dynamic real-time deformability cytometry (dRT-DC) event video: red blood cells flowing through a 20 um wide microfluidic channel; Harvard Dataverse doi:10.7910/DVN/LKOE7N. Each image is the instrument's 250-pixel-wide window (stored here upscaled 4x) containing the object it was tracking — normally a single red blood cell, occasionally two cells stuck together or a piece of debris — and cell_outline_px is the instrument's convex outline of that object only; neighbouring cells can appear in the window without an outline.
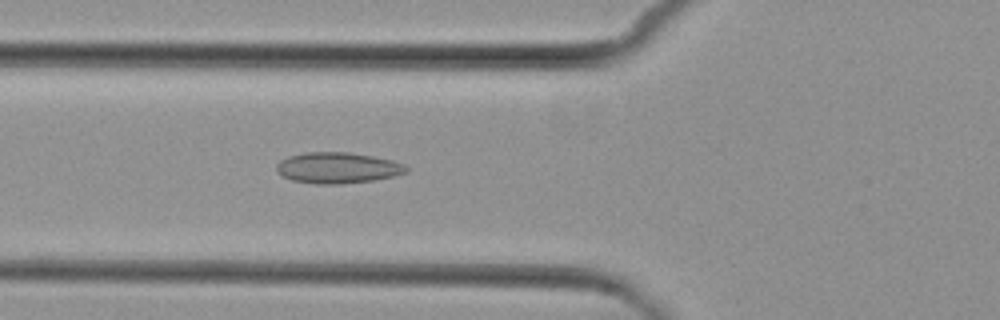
{"species": "common noctule bat (a hibernating species)", "species_latin": "Nyctalus noctula", "temperature_condition": "cold", "stored_images_in_passage": 6, "camera_frame_rate_fps": 3000, "um_per_image_px": 0.085, "animal": {"sex": "female", "body_mass_g": 29.2, "forearm_length_mm": 56.3}, "frame": {"image": 1, "passage_image": 6, "time_ms": 6.333, "image_size_px": [1000, 320], "cell_outline_px": [[408, 172], [376, 180], [340, 184], [316, 184], [292, 180], [276, 172], [276, 164], [280, 160], [288, 156], [304, 152], [348, 152], [372, 156], [392, 160], [404, 164], [408, 168]], "centroid_in_image_um": [28.68, 14.26], "position_along_channel_um": 97.1, "area_um2": 23.52}}